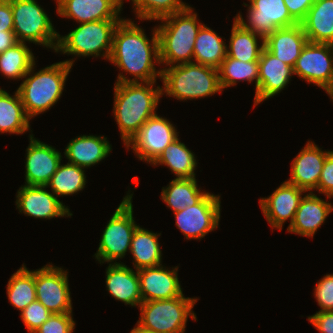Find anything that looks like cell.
I'll list each match as a JSON object with an SVG mask.
<instances>
[{
  "label": "cell",
  "mask_w": 333,
  "mask_h": 333,
  "mask_svg": "<svg viewBox=\"0 0 333 333\" xmlns=\"http://www.w3.org/2000/svg\"><path fill=\"white\" fill-rule=\"evenodd\" d=\"M194 155L177 137L152 164L167 165L177 176L176 178H194V170L197 166Z\"/></svg>",
  "instance_id": "obj_32"
},
{
  "label": "cell",
  "mask_w": 333,
  "mask_h": 333,
  "mask_svg": "<svg viewBox=\"0 0 333 333\" xmlns=\"http://www.w3.org/2000/svg\"><path fill=\"white\" fill-rule=\"evenodd\" d=\"M219 81L222 90L226 87L236 85L237 81H248L255 79V88H258L259 64L258 61L244 62L235 58H226L218 68Z\"/></svg>",
  "instance_id": "obj_35"
},
{
  "label": "cell",
  "mask_w": 333,
  "mask_h": 333,
  "mask_svg": "<svg viewBox=\"0 0 333 333\" xmlns=\"http://www.w3.org/2000/svg\"><path fill=\"white\" fill-rule=\"evenodd\" d=\"M157 28L154 29L151 41L144 30L133 21L122 19L117 25L109 61L119 69L129 72L135 78L127 79L121 73L116 83L153 82L161 78L162 70L156 71L155 62L160 64ZM155 60V62L153 61Z\"/></svg>",
  "instance_id": "obj_1"
},
{
  "label": "cell",
  "mask_w": 333,
  "mask_h": 333,
  "mask_svg": "<svg viewBox=\"0 0 333 333\" xmlns=\"http://www.w3.org/2000/svg\"><path fill=\"white\" fill-rule=\"evenodd\" d=\"M46 186L20 187L17 192L16 206L19 212L34 218L51 219L54 217L72 216L65 205Z\"/></svg>",
  "instance_id": "obj_16"
},
{
  "label": "cell",
  "mask_w": 333,
  "mask_h": 333,
  "mask_svg": "<svg viewBox=\"0 0 333 333\" xmlns=\"http://www.w3.org/2000/svg\"><path fill=\"white\" fill-rule=\"evenodd\" d=\"M106 287L116 300L131 306L143 302L140 294L138 272L122 263H110L106 269Z\"/></svg>",
  "instance_id": "obj_24"
},
{
  "label": "cell",
  "mask_w": 333,
  "mask_h": 333,
  "mask_svg": "<svg viewBox=\"0 0 333 333\" xmlns=\"http://www.w3.org/2000/svg\"><path fill=\"white\" fill-rule=\"evenodd\" d=\"M26 152L25 185L46 186L61 163V153L33 135Z\"/></svg>",
  "instance_id": "obj_15"
},
{
  "label": "cell",
  "mask_w": 333,
  "mask_h": 333,
  "mask_svg": "<svg viewBox=\"0 0 333 333\" xmlns=\"http://www.w3.org/2000/svg\"><path fill=\"white\" fill-rule=\"evenodd\" d=\"M130 333H157V332L148 330L146 328H143L139 324H137V326L135 328H133Z\"/></svg>",
  "instance_id": "obj_46"
},
{
  "label": "cell",
  "mask_w": 333,
  "mask_h": 333,
  "mask_svg": "<svg viewBox=\"0 0 333 333\" xmlns=\"http://www.w3.org/2000/svg\"><path fill=\"white\" fill-rule=\"evenodd\" d=\"M332 210L331 203L323 201L310 192L301 199L293 222L288 226L287 231L313 237Z\"/></svg>",
  "instance_id": "obj_23"
},
{
  "label": "cell",
  "mask_w": 333,
  "mask_h": 333,
  "mask_svg": "<svg viewBox=\"0 0 333 333\" xmlns=\"http://www.w3.org/2000/svg\"><path fill=\"white\" fill-rule=\"evenodd\" d=\"M7 294L11 305L21 312L36 300L35 271L22 267L8 281Z\"/></svg>",
  "instance_id": "obj_33"
},
{
  "label": "cell",
  "mask_w": 333,
  "mask_h": 333,
  "mask_svg": "<svg viewBox=\"0 0 333 333\" xmlns=\"http://www.w3.org/2000/svg\"><path fill=\"white\" fill-rule=\"evenodd\" d=\"M74 60H66L47 66L34 73V65L17 89L27 116L32 117L49 110L60 99L66 78ZM32 72V73H31ZM34 73V74H33ZM33 74V75H30ZM30 77H27V76Z\"/></svg>",
  "instance_id": "obj_4"
},
{
  "label": "cell",
  "mask_w": 333,
  "mask_h": 333,
  "mask_svg": "<svg viewBox=\"0 0 333 333\" xmlns=\"http://www.w3.org/2000/svg\"><path fill=\"white\" fill-rule=\"evenodd\" d=\"M67 275L51 264L35 270L36 299L52 314L72 313Z\"/></svg>",
  "instance_id": "obj_11"
},
{
  "label": "cell",
  "mask_w": 333,
  "mask_h": 333,
  "mask_svg": "<svg viewBox=\"0 0 333 333\" xmlns=\"http://www.w3.org/2000/svg\"><path fill=\"white\" fill-rule=\"evenodd\" d=\"M132 2L139 20H159L188 7L181 0H132Z\"/></svg>",
  "instance_id": "obj_37"
},
{
  "label": "cell",
  "mask_w": 333,
  "mask_h": 333,
  "mask_svg": "<svg viewBox=\"0 0 333 333\" xmlns=\"http://www.w3.org/2000/svg\"><path fill=\"white\" fill-rule=\"evenodd\" d=\"M247 24L241 14L234 17L245 29L266 37L278 28L296 25L283 0H249Z\"/></svg>",
  "instance_id": "obj_14"
},
{
  "label": "cell",
  "mask_w": 333,
  "mask_h": 333,
  "mask_svg": "<svg viewBox=\"0 0 333 333\" xmlns=\"http://www.w3.org/2000/svg\"><path fill=\"white\" fill-rule=\"evenodd\" d=\"M197 301L196 298H185L183 294L171 299L142 302L137 323L157 333H184L188 316L197 319L192 311Z\"/></svg>",
  "instance_id": "obj_7"
},
{
  "label": "cell",
  "mask_w": 333,
  "mask_h": 333,
  "mask_svg": "<svg viewBox=\"0 0 333 333\" xmlns=\"http://www.w3.org/2000/svg\"><path fill=\"white\" fill-rule=\"evenodd\" d=\"M9 1L13 14V31L18 42L29 41L56 51L59 34L36 0Z\"/></svg>",
  "instance_id": "obj_8"
},
{
  "label": "cell",
  "mask_w": 333,
  "mask_h": 333,
  "mask_svg": "<svg viewBox=\"0 0 333 333\" xmlns=\"http://www.w3.org/2000/svg\"><path fill=\"white\" fill-rule=\"evenodd\" d=\"M120 21L100 20L81 23L68 35L63 37L59 35L55 52L62 51L64 54L83 57L90 55L95 57L103 56V58L109 59L113 35Z\"/></svg>",
  "instance_id": "obj_6"
},
{
  "label": "cell",
  "mask_w": 333,
  "mask_h": 333,
  "mask_svg": "<svg viewBox=\"0 0 333 333\" xmlns=\"http://www.w3.org/2000/svg\"><path fill=\"white\" fill-rule=\"evenodd\" d=\"M315 298L323 311H333V274H326L315 287Z\"/></svg>",
  "instance_id": "obj_40"
},
{
  "label": "cell",
  "mask_w": 333,
  "mask_h": 333,
  "mask_svg": "<svg viewBox=\"0 0 333 333\" xmlns=\"http://www.w3.org/2000/svg\"><path fill=\"white\" fill-rule=\"evenodd\" d=\"M18 91L11 96L0 88V133L22 134L30 129Z\"/></svg>",
  "instance_id": "obj_31"
},
{
  "label": "cell",
  "mask_w": 333,
  "mask_h": 333,
  "mask_svg": "<svg viewBox=\"0 0 333 333\" xmlns=\"http://www.w3.org/2000/svg\"><path fill=\"white\" fill-rule=\"evenodd\" d=\"M57 13L79 24L100 20H122V0H56Z\"/></svg>",
  "instance_id": "obj_19"
},
{
  "label": "cell",
  "mask_w": 333,
  "mask_h": 333,
  "mask_svg": "<svg viewBox=\"0 0 333 333\" xmlns=\"http://www.w3.org/2000/svg\"><path fill=\"white\" fill-rule=\"evenodd\" d=\"M293 73L324 89L333 100V45L307 42Z\"/></svg>",
  "instance_id": "obj_10"
},
{
  "label": "cell",
  "mask_w": 333,
  "mask_h": 333,
  "mask_svg": "<svg viewBox=\"0 0 333 333\" xmlns=\"http://www.w3.org/2000/svg\"><path fill=\"white\" fill-rule=\"evenodd\" d=\"M220 196L208 193L199 203L174 212L176 226L186 239H201L218 228Z\"/></svg>",
  "instance_id": "obj_13"
},
{
  "label": "cell",
  "mask_w": 333,
  "mask_h": 333,
  "mask_svg": "<svg viewBox=\"0 0 333 333\" xmlns=\"http://www.w3.org/2000/svg\"><path fill=\"white\" fill-rule=\"evenodd\" d=\"M258 64L259 77L254 98L255 106L282 91L294 75L291 66L276 58L265 48L261 53Z\"/></svg>",
  "instance_id": "obj_20"
},
{
  "label": "cell",
  "mask_w": 333,
  "mask_h": 333,
  "mask_svg": "<svg viewBox=\"0 0 333 333\" xmlns=\"http://www.w3.org/2000/svg\"><path fill=\"white\" fill-rule=\"evenodd\" d=\"M226 48L223 39L203 24L195 39L193 62L218 69L227 56Z\"/></svg>",
  "instance_id": "obj_27"
},
{
  "label": "cell",
  "mask_w": 333,
  "mask_h": 333,
  "mask_svg": "<svg viewBox=\"0 0 333 333\" xmlns=\"http://www.w3.org/2000/svg\"><path fill=\"white\" fill-rule=\"evenodd\" d=\"M72 313L52 314L34 333H72L75 322Z\"/></svg>",
  "instance_id": "obj_39"
},
{
  "label": "cell",
  "mask_w": 333,
  "mask_h": 333,
  "mask_svg": "<svg viewBox=\"0 0 333 333\" xmlns=\"http://www.w3.org/2000/svg\"><path fill=\"white\" fill-rule=\"evenodd\" d=\"M83 169L70 163L65 165L60 163L46 187L50 186L56 197L75 194L86 185V176Z\"/></svg>",
  "instance_id": "obj_36"
},
{
  "label": "cell",
  "mask_w": 333,
  "mask_h": 333,
  "mask_svg": "<svg viewBox=\"0 0 333 333\" xmlns=\"http://www.w3.org/2000/svg\"><path fill=\"white\" fill-rule=\"evenodd\" d=\"M165 118L155 114L140 128L139 132L126 145L140 160L153 163L167 146L178 137V132Z\"/></svg>",
  "instance_id": "obj_12"
},
{
  "label": "cell",
  "mask_w": 333,
  "mask_h": 333,
  "mask_svg": "<svg viewBox=\"0 0 333 333\" xmlns=\"http://www.w3.org/2000/svg\"><path fill=\"white\" fill-rule=\"evenodd\" d=\"M316 190L329 199L333 196V151L326 157Z\"/></svg>",
  "instance_id": "obj_41"
},
{
  "label": "cell",
  "mask_w": 333,
  "mask_h": 333,
  "mask_svg": "<svg viewBox=\"0 0 333 333\" xmlns=\"http://www.w3.org/2000/svg\"><path fill=\"white\" fill-rule=\"evenodd\" d=\"M111 149L106 137L83 135L69 142L64 155L67 157L68 163L86 168L105 159Z\"/></svg>",
  "instance_id": "obj_25"
},
{
  "label": "cell",
  "mask_w": 333,
  "mask_h": 333,
  "mask_svg": "<svg viewBox=\"0 0 333 333\" xmlns=\"http://www.w3.org/2000/svg\"><path fill=\"white\" fill-rule=\"evenodd\" d=\"M257 37L262 43H257ZM227 56L244 62L259 61L264 46V37L245 29L236 19L232 27Z\"/></svg>",
  "instance_id": "obj_29"
},
{
  "label": "cell",
  "mask_w": 333,
  "mask_h": 333,
  "mask_svg": "<svg viewBox=\"0 0 333 333\" xmlns=\"http://www.w3.org/2000/svg\"><path fill=\"white\" fill-rule=\"evenodd\" d=\"M291 17L301 23L315 0H283Z\"/></svg>",
  "instance_id": "obj_42"
},
{
  "label": "cell",
  "mask_w": 333,
  "mask_h": 333,
  "mask_svg": "<svg viewBox=\"0 0 333 333\" xmlns=\"http://www.w3.org/2000/svg\"><path fill=\"white\" fill-rule=\"evenodd\" d=\"M142 301L176 298L183 295L177 266L168 270L161 265L137 270Z\"/></svg>",
  "instance_id": "obj_17"
},
{
  "label": "cell",
  "mask_w": 333,
  "mask_h": 333,
  "mask_svg": "<svg viewBox=\"0 0 333 333\" xmlns=\"http://www.w3.org/2000/svg\"><path fill=\"white\" fill-rule=\"evenodd\" d=\"M13 31V14L9 0H0V32Z\"/></svg>",
  "instance_id": "obj_44"
},
{
  "label": "cell",
  "mask_w": 333,
  "mask_h": 333,
  "mask_svg": "<svg viewBox=\"0 0 333 333\" xmlns=\"http://www.w3.org/2000/svg\"><path fill=\"white\" fill-rule=\"evenodd\" d=\"M162 200L171 207L173 212L194 206L199 203L208 192H201L194 178H175L168 187L162 189Z\"/></svg>",
  "instance_id": "obj_30"
},
{
  "label": "cell",
  "mask_w": 333,
  "mask_h": 333,
  "mask_svg": "<svg viewBox=\"0 0 333 333\" xmlns=\"http://www.w3.org/2000/svg\"><path fill=\"white\" fill-rule=\"evenodd\" d=\"M161 70L162 93L178 100L203 98L222 91L216 68L189 62Z\"/></svg>",
  "instance_id": "obj_5"
},
{
  "label": "cell",
  "mask_w": 333,
  "mask_h": 333,
  "mask_svg": "<svg viewBox=\"0 0 333 333\" xmlns=\"http://www.w3.org/2000/svg\"><path fill=\"white\" fill-rule=\"evenodd\" d=\"M18 43L14 31L0 32V54Z\"/></svg>",
  "instance_id": "obj_45"
},
{
  "label": "cell",
  "mask_w": 333,
  "mask_h": 333,
  "mask_svg": "<svg viewBox=\"0 0 333 333\" xmlns=\"http://www.w3.org/2000/svg\"><path fill=\"white\" fill-rule=\"evenodd\" d=\"M301 25L308 42L333 45V0H315Z\"/></svg>",
  "instance_id": "obj_26"
},
{
  "label": "cell",
  "mask_w": 333,
  "mask_h": 333,
  "mask_svg": "<svg viewBox=\"0 0 333 333\" xmlns=\"http://www.w3.org/2000/svg\"><path fill=\"white\" fill-rule=\"evenodd\" d=\"M307 42L301 23L278 28L264 38L265 49L292 68Z\"/></svg>",
  "instance_id": "obj_22"
},
{
  "label": "cell",
  "mask_w": 333,
  "mask_h": 333,
  "mask_svg": "<svg viewBox=\"0 0 333 333\" xmlns=\"http://www.w3.org/2000/svg\"><path fill=\"white\" fill-rule=\"evenodd\" d=\"M308 321L321 333H333V311L317 312Z\"/></svg>",
  "instance_id": "obj_43"
},
{
  "label": "cell",
  "mask_w": 333,
  "mask_h": 333,
  "mask_svg": "<svg viewBox=\"0 0 333 333\" xmlns=\"http://www.w3.org/2000/svg\"><path fill=\"white\" fill-rule=\"evenodd\" d=\"M138 226L133 233L130 252L133 254V266L136 270L161 265L162 253L158 236Z\"/></svg>",
  "instance_id": "obj_28"
},
{
  "label": "cell",
  "mask_w": 333,
  "mask_h": 333,
  "mask_svg": "<svg viewBox=\"0 0 333 333\" xmlns=\"http://www.w3.org/2000/svg\"><path fill=\"white\" fill-rule=\"evenodd\" d=\"M305 192L285 181L268 198H260L261 210L272 228L282 230L283 223L289 218L291 225Z\"/></svg>",
  "instance_id": "obj_18"
},
{
  "label": "cell",
  "mask_w": 333,
  "mask_h": 333,
  "mask_svg": "<svg viewBox=\"0 0 333 333\" xmlns=\"http://www.w3.org/2000/svg\"><path fill=\"white\" fill-rule=\"evenodd\" d=\"M331 152H323L314 142L308 141L292 161L291 177L287 182L304 191L317 189L323 164Z\"/></svg>",
  "instance_id": "obj_21"
},
{
  "label": "cell",
  "mask_w": 333,
  "mask_h": 333,
  "mask_svg": "<svg viewBox=\"0 0 333 333\" xmlns=\"http://www.w3.org/2000/svg\"><path fill=\"white\" fill-rule=\"evenodd\" d=\"M34 59L26 43L18 42L0 54V71L7 78L22 79L35 63Z\"/></svg>",
  "instance_id": "obj_34"
},
{
  "label": "cell",
  "mask_w": 333,
  "mask_h": 333,
  "mask_svg": "<svg viewBox=\"0 0 333 333\" xmlns=\"http://www.w3.org/2000/svg\"><path fill=\"white\" fill-rule=\"evenodd\" d=\"M133 194L123 198L103 231L95 258L100 262H114L130 250L132 236L139 226L133 218Z\"/></svg>",
  "instance_id": "obj_9"
},
{
  "label": "cell",
  "mask_w": 333,
  "mask_h": 333,
  "mask_svg": "<svg viewBox=\"0 0 333 333\" xmlns=\"http://www.w3.org/2000/svg\"><path fill=\"white\" fill-rule=\"evenodd\" d=\"M188 6L185 10L165 16L157 28L160 63L174 66L193 62L197 33L203 25ZM198 22V23H197Z\"/></svg>",
  "instance_id": "obj_3"
},
{
  "label": "cell",
  "mask_w": 333,
  "mask_h": 333,
  "mask_svg": "<svg viewBox=\"0 0 333 333\" xmlns=\"http://www.w3.org/2000/svg\"><path fill=\"white\" fill-rule=\"evenodd\" d=\"M52 313L37 299L30 303L20 314L29 333H34Z\"/></svg>",
  "instance_id": "obj_38"
},
{
  "label": "cell",
  "mask_w": 333,
  "mask_h": 333,
  "mask_svg": "<svg viewBox=\"0 0 333 333\" xmlns=\"http://www.w3.org/2000/svg\"><path fill=\"white\" fill-rule=\"evenodd\" d=\"M155 82L115 83L113 113L125 145L156 114L155 109L164 93L160 86L153 88Z\"/></svg>",
  "instance_id": "obj_2"
}]
</instances>
